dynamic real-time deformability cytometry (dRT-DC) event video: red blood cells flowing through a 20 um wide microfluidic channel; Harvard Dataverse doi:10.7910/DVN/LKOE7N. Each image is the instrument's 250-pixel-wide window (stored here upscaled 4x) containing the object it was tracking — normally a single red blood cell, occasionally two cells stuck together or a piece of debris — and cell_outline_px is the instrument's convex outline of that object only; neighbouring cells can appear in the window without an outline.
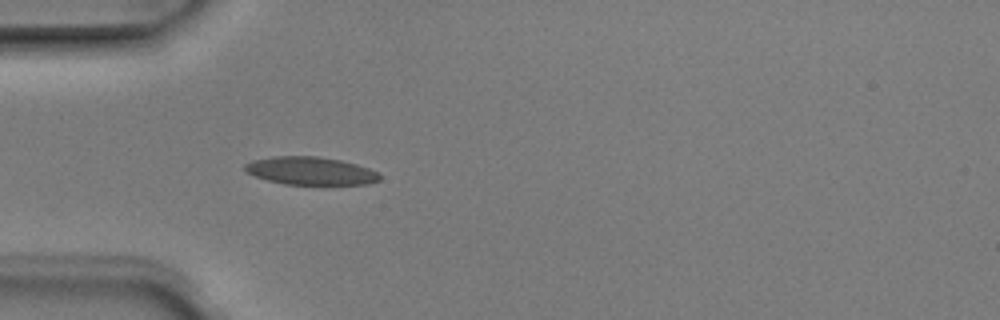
{"species": "Egyptian fruit bat (a non-hibernating species)", "species_latin": "Rousettus aegyptiacus", "temperature_condition": "room temperature", "stored_images_in_passage": 1, "camera_frame_rate_fps": 3000, "um_per_image_px": 0.085, "animal": {"sex": "male"}, "frame": {"image": 1, "passage_image": 1, "time_ms": 0.0, "image_size_px": [1000, 320], "cell_outline_px": [[380, 180], [368, 184], [284, 184], [268, 180], [244, 172], [244, 164], [252, 160], [272, 156], [316, 156], [340, 160], [356, 164], [368, 168], [376, 172], [380, 176]], "centroid_in_image_um": [26.35, 14.52], "position_along_channel_um": 58.6, "area_um2": 21.85}}